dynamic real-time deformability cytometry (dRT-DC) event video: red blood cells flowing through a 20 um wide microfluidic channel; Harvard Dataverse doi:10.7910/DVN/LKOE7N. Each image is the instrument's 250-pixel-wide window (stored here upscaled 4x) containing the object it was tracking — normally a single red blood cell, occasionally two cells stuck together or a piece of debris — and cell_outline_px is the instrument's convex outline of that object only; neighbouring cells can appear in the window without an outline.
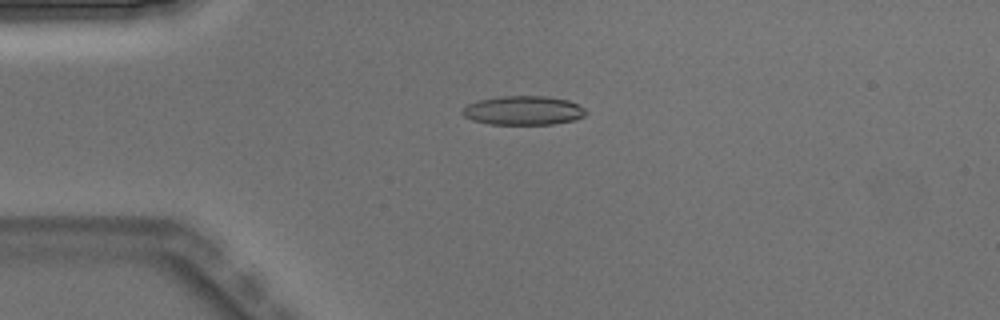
{"species": "Egyptian fruit bat (a non-hibernating species)", "species_latin": "Rousettus aegyptiacus", "temperature_condition": "warm", "stored_images_in_passage": 6, "camera_frame_rate_fps": 3000, "um_per_image_px": 0.085, "animal": {"sex": "male"}, "frame": {"image": 1, "passage_image": 4, "time_ms": 1.0, "image_size_px": [1000, 320], "cell_outline_px": [[588, 112], [584, 116], [576, 120], [552, 124], [488, 124], [472, 120], [464, 116], [460, 112], [468, 104], [476, 100], [500, 96], [544, 96], [568, 100], [580, 104]], "centroid_in_image_um": [44.49, 9.39], "position_along_channel_um": 40.5, "area_um2": 21.1}}